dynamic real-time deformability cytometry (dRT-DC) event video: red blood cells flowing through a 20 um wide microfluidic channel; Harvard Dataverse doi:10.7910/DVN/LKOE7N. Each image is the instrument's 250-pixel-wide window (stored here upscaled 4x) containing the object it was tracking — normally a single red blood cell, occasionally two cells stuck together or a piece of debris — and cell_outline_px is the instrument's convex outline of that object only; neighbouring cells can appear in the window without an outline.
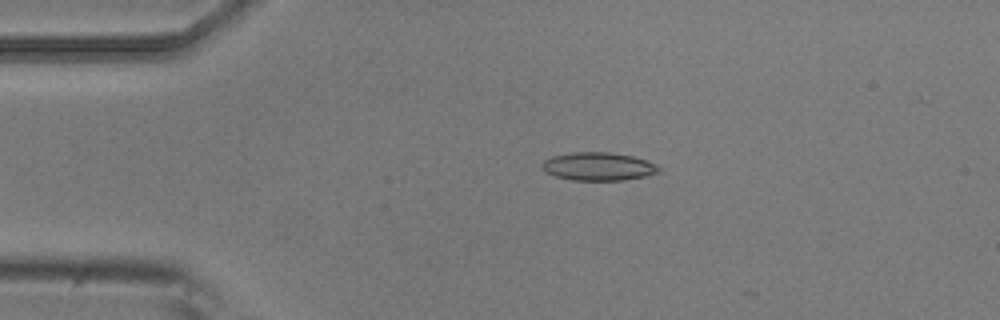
{"species": "common noctule bat (a hibernating species)", "species_latin": "Nyctalus noctula", "temperature_condition": "room temperature", "stored_images_in_passage": 6, "camera_frame_rate_fps": 3000, "um_per_image_px": 0.085, "animal": {"sex": "male", "body_mass_g": 20.5, "forearm_length_mm": 52.5}, "frame": {"image": 1, "passage_image": 4, "time_ms": 1.0, "image_size_px": [1000, 320], "cell_outline_px": [[660, 172], [644, 176], [624, 180], [572, 180], [556, 176], [548, 172], [540, 164], [544, 160], [552, 156], [572, 152], [612, 152], [632, 156], [656, 164], [660, 168]], "centroid_in_image_um": [50.86, 14.14], "position_along_channel_um": 34.1, "area_um2": 19.02}}